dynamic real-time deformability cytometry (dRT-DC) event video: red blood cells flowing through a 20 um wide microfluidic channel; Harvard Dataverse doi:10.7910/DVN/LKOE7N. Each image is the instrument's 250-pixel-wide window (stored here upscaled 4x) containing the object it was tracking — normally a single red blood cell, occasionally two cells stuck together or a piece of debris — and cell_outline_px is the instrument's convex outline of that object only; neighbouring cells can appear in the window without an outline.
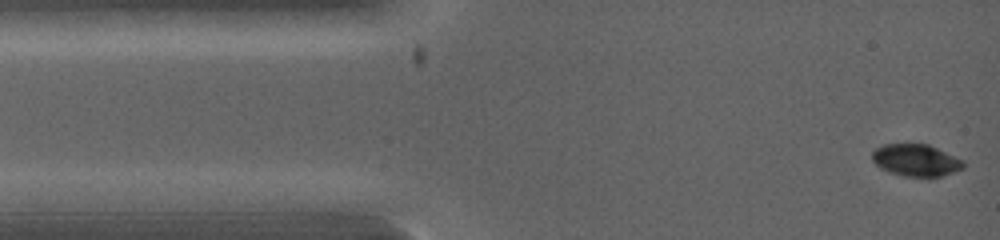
{"species": "common noctule bat (a hibernating species)", "species_latin": "Nyctalus noctula", "temperature_condition": "warm", "stored_images_in_passage": 3, "camera_frame_rate_fps": 5000, "um_per_image_px": 0.085, "animal": {"sex": "female", "body_mass_g": 19.0, "forearm_length_mm": 53.3}, "frame": {"image": 1, "passage_image": 1, "time_ms": 0.0, "image_size_px": [1000, 240], "cell_outline_px": [[964, 168], [940, 176], [904, 176], [888, 172], [880, 168], [872, 160], [872, 152], [876, 148], [884, 144], [928, 144], [964, 160]], "centroid_in_image_um": [77.84, 13.61], "position_along_channel_um": 7.2, "area_um2": 16.94}}
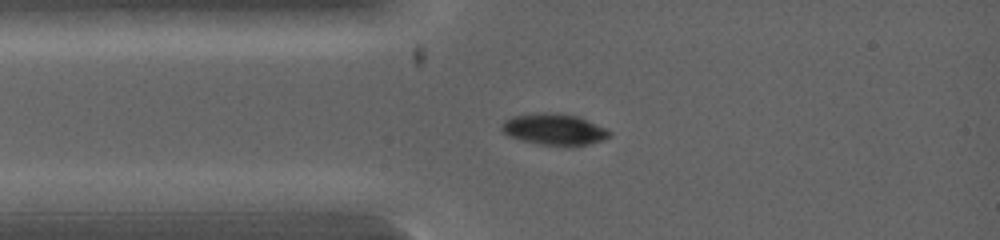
{"frame": {"image": 2, "passage_image": 3, "time_ms": 1.6, "image_size_px": [1000, 240], "cell_outline_px": [[612, 136], [604, 140], [588, 144], [544, 144], [524, 140], [508, 136], [500, 128], [500, 124], [504, 120], [512, 116], [540, 112], [544, 112], [576, 116], [604, 128], [612, 132]], "centroid_in_image_um": [47.07, 10.97], "position_along_channel_um": 37.9, "area_um2": 19.07}}